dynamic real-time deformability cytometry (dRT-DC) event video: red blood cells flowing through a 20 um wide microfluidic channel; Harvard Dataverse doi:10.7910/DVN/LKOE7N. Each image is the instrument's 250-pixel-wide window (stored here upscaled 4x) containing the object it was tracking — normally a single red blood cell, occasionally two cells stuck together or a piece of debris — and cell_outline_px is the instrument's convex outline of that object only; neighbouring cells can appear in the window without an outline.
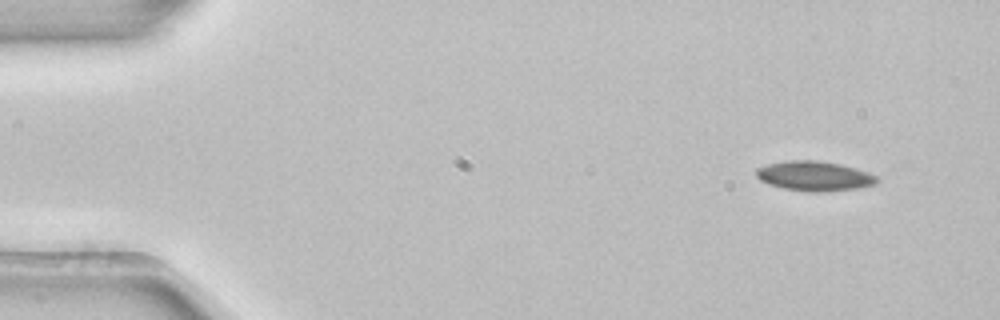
{"species": "common noctule bat (a hibernating species)", "species_latin": "Nyctalus noctula", "temperature_condition": "room temperature", "stored_images_in_passage": 4, "camera_frame_rate_fps": 3000, "um_per_image_px": 0.085, "animal": {"sex": "female", "body_mass_g": 22.7, "forearm_length_mm": 54.2}, "frame": {"image": 1, "passage_image": 1, "time_ms": 0.0, "image_size_px": [1000, 320], "cell_outline_px": [[880, 180], [876, 184], [856, 188], [784, 188], [768, 184], [760, 180], [756, 176], [756, 168], [768, 164], [788, 160], [820, 160], [840, 164], [856, 168], [868, 172], [876, 176]], "centroid_in_image_um": [69.2, 14.88], "position_along_channel_um": 15.8, "area_um2": 19.77}}